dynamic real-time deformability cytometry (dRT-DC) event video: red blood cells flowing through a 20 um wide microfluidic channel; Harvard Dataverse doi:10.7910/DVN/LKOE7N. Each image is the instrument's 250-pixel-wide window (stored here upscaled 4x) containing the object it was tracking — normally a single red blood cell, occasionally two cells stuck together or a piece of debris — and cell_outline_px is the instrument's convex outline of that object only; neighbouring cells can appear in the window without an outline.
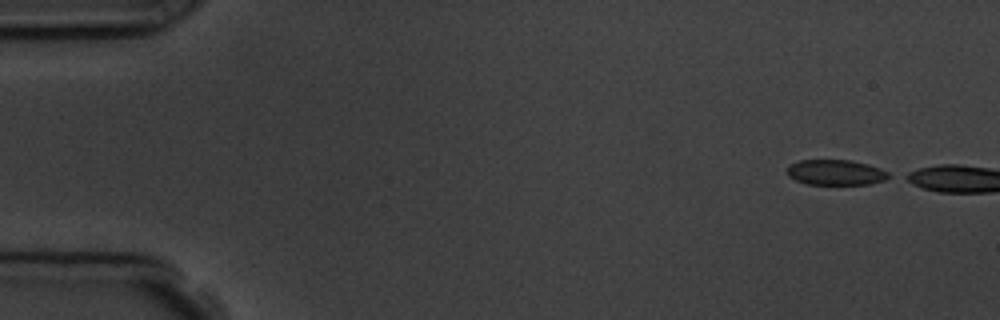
{"species": "common noctule bat (a hibernating species)", "species_latin": "Nyctalus noctula", "temperature_condition": "room temperature", "stored_images_in_passage": 4, "camera_frame_rate_fps": 3000, "um_per_image_px": 0.085, "animal": {"sex": "male", "body_mass_g": 19.5, "forearm_length_mm": 54.6}, "frame": {"image": 1, "passage_image": 1, "time_ms": 0.0, "image_size_px": [1000, 320], "cell_outline_px": [[892, 176], [884, 180], [868, 184], [808, 184], [796, 180], [788, 176], [788, 164], [800, 160], [852, 160], [868, 164], [880, 168], [888, 172]], "centroid_in_image_um": [71.04, 14.65], "position_along_channel_um": 14.0, "area_um2": 15.03}}